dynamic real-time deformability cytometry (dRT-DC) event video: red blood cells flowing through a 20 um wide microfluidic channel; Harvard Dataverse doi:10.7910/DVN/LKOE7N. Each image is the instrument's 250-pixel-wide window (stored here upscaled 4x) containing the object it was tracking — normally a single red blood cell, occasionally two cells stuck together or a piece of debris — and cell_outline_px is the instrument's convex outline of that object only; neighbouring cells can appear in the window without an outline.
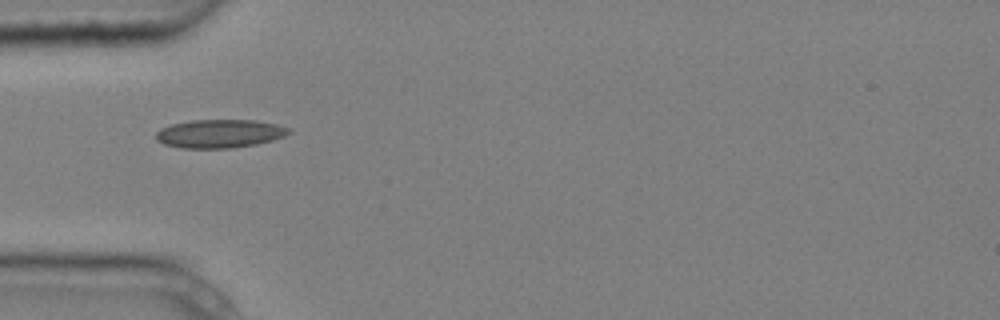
{"species": "common noctule bat (a hibernating species)", "species_latin": "Nyctalus noctula", "temperature_condition": "cold", "stored_images_in_passage": 5, "camera_frame_rate_fps": 3000, "um_per_image_px": 0.085, "animal": {"sex": "male", "body_mass_g": 20.4}, "frame": {"image": 1, "passage_image": 5, "time_ms": 1.333, "image_size_px": [1000, 320], "cell_outline_px": [[292, 132], [284, 136], [272, 140], [256, 144], [232, 148], [180, 148], [164, 144], [156, 140], [156, 132], [160, 128], [172, 124], [192, 120], [256, 120], [276, 124], [292, 128]], "centroid_in_image_um": [18.68, 11.36], "position_along_channel_um": 66.3, "area_um2": 22.14}}